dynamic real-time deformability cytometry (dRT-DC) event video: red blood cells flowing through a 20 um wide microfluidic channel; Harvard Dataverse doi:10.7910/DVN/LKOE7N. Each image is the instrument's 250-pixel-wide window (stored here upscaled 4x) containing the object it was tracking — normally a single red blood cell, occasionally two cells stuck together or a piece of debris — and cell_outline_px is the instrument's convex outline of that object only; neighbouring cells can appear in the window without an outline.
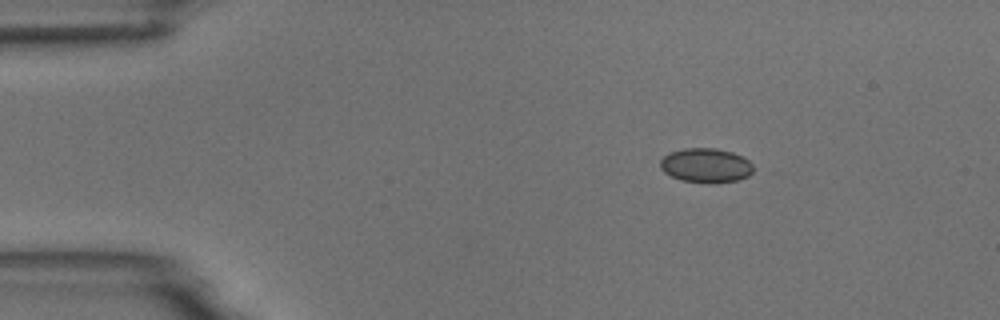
{"species": "common noctule bat (a hibernating species)", "species_latin": "Nyctalus noctula", "temperature_condition": "room temperature", "stored_images_in_passage": 3, "camera_frame_rate_fps": 3000, "um_per_image_px": 0.085, "animal": {"sex": "male", "body_mass_g": 18.8}, "frame": {"image": 1, "passage_image": 1, "time_ms": 0.0, "image_size_px": [1000, 320], "cell_outline_px": [[752, 172], [748, 176], [736, 180], [716, 184], [712, 184], [680, 180], [664, 172], [660, 168], [660, 160], [664, 156], [672, 152], [684, 148], [716, 148], [732, 152], [744, 156], [752, 164]], "centroid_in_image_um": [60.01, 14.07], "position_along_channel_um": 25.0, "area_um2": 18.79}}